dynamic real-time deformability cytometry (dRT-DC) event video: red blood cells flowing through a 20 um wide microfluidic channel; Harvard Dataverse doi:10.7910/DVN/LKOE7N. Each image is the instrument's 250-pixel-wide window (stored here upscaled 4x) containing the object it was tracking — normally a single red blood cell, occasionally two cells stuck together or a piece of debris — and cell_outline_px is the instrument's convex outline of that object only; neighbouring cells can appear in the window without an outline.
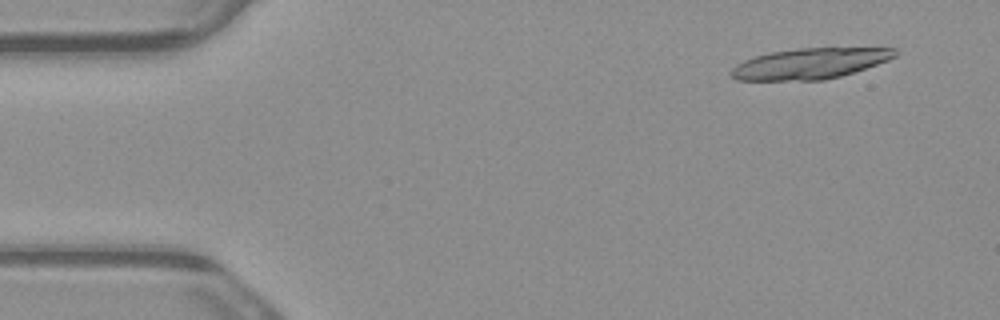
{"species": "common noctule bat (a hibernating species)", "species_latin": "Nyctalus noctula", "temperature_condition": "warm", "stored_images_in_passage": 5, "camera_frame_rate_fps": 3000, "um_per_image_px": 0.085, "animal": {"sex": "male", "body_mass_g": 23.1, "forearm_length_mm": 52.7}, "frame": {"image": 1, "passage_image": 1, "time_ms": 0.0, "image_size_px": [1000, 320], "cell_outline_px": [[900, 52], [896, 56], [888, 60], [840, 76], [824, 80], [736, 80], [728, 72], [736, 64], [744, 60], [756, 56], [772, 52], [796, 48], [896, 48]], "centroid_in_image_um": [68.83, 5.4], "position_along_channel_um": 16.2, "area_um2": 29.19}}